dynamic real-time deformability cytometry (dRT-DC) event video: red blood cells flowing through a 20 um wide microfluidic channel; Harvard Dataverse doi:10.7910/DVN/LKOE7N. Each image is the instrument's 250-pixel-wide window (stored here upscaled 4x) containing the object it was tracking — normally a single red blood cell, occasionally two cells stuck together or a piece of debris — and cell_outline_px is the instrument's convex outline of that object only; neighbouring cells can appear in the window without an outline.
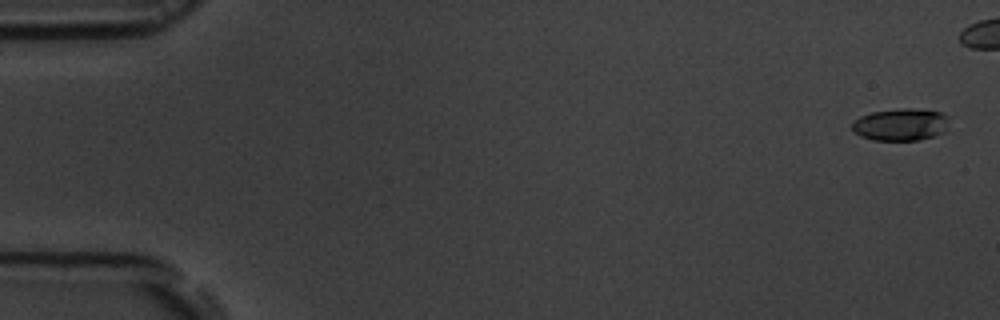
{"species": "common noctule bat (a hibernating species)", "species_latin": "Nyctalus noctula", "temperature_condition": "room temperature", "stored_images_in_passage": 6, "camera_frame_rate_fps": 3000, "um_per_image_px": 0.085, "animal": {"sex": "male", "body_mass_g": 19.5, "forearm_length_mm": 54.6}, "frame": {"image": 1, "passage_image": 1, "time_ms": 0.0, "image_size_px": [1000, 320], "cell_outline_px": [[948, 116], [944, 132], [920, 140], [872, 140], [860, 136], [852, 128], [852, 124], [860, 116], [872, 112], [900, 108], [912, 108], [940, 112]], "centroid_in_image_um": [76.54, 10.58], "position_along_channel_um": 8.5, "area_um2": 18.03}}
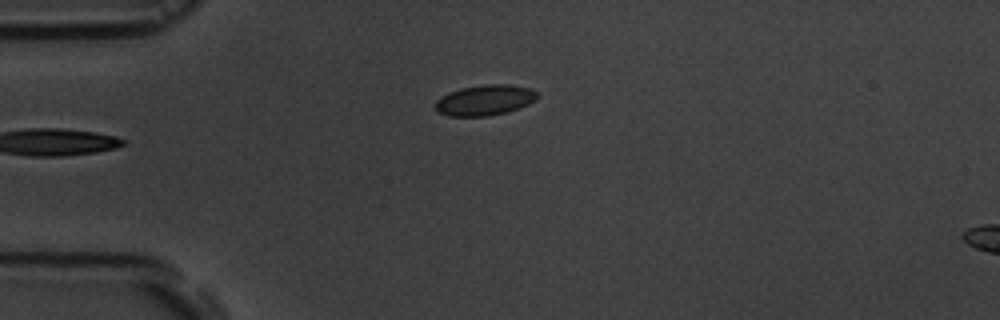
{"frame": {"image": 2, "passage_image": 6, "time_ms": 6.0, "image_size_px": [1000, 320], "cell_outline_px": [[540, 92], [528, 104], [504, 112], [488, 116], [448, 116], [440, 112], [436, 108], [436, 100], [440, 96], [448, 92], [460, 88], [484, 84], [508, 84], [532, 88]], "centroid_in_image_um": [41.19, 8.49], "position_along_channel_um": 43.8, "area_um2": 18.03}}